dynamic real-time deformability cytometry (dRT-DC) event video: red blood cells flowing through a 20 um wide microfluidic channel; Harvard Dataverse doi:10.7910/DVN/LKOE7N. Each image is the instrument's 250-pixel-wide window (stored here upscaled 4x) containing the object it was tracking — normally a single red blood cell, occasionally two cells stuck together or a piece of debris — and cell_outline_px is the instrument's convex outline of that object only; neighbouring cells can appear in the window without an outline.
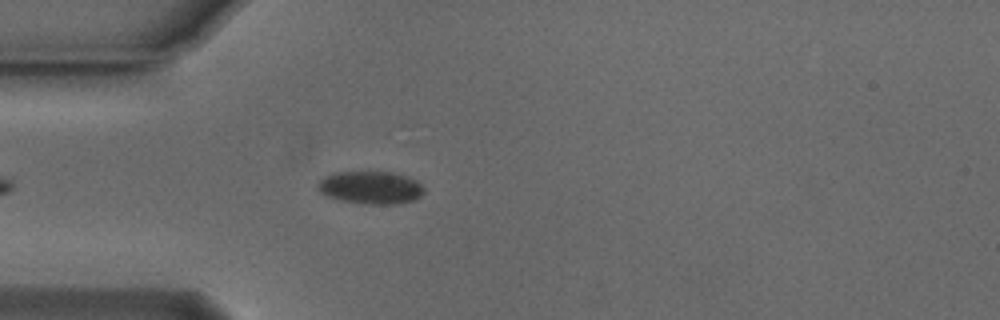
{"species": "Egyptian fruit bat (a non-hibernating species)", "species_latin": "Rousettus aegyptiacus", "temperature_condition": "cold", "stored_images_in_passage": 37, "camera_frame_rate_fps": 3000, "um_per_image_px": 0.085, "animal": {"sex": "male"}, "frame": {"image": 1, "passage_image": 7, "time_ms": 2.0, "image_size_px": [1000, 320], "cell_outline_px": [[424, 192], [416, 200], [400, 204], [364, 204], [340, 200], [328, 196], [320, 192], [316, 188], [316, 184], [324, 176], [336, 172], [392, 172], [408, 176], [416, 180], [424, 188]], "centroid_in_image_um": [31.51, 15.95], "position_along_channel_um": 53.5, "area_um2": 20.52}}
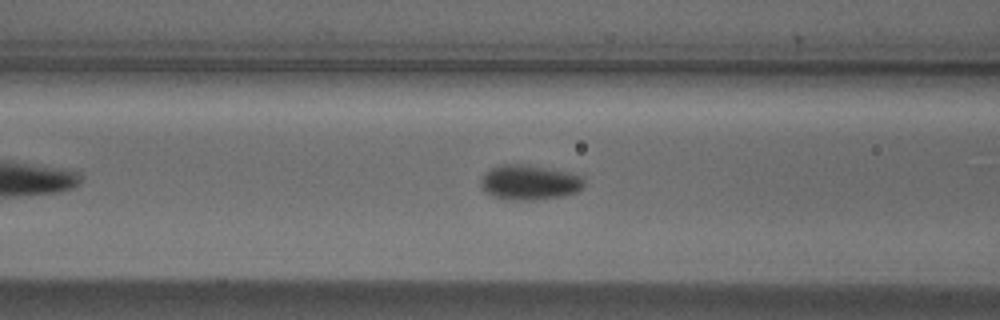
{"frame": {"image": 2, "passage_image": 13, "time_ms": 4.0, "image_size_px": [1000, 320], "cell_outline_px": [[584, 188], [576, 192], [564, 196], [536, 200], [508, 200], [492, 196], [480, 184], [480, 180], [484, 172], [488, 168], [500, 164], [528, 164], [568, 172], [580, 176], [584, 180]], "centroid_in_image_um": [44.98, 15.5], "position_along_channel_um": 121.6, "area_um2": 21.33}}
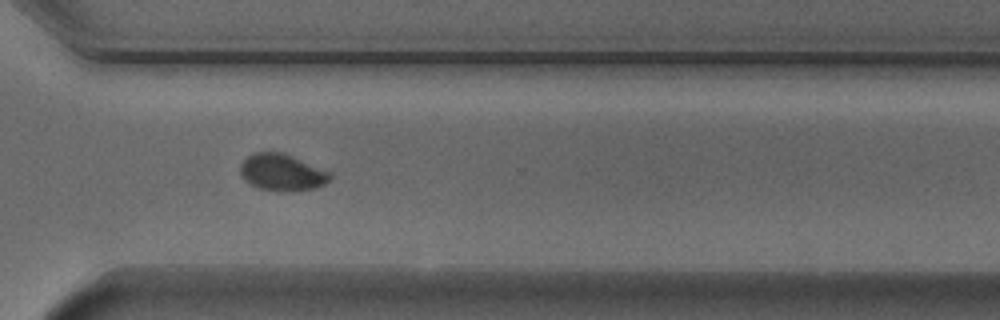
{"frame": {"image": 3, "passage_image": 31, "time_ms": 10.0, "image_size_px": [1000, 320], "cell_outline_px": [[332, 180], [316, 188], [280, 192], [260, 188], [244, 180], [240, 172], [240, 164], [248, 156], [256, 152], [284, 152], [332, 172]], "centroid_in_image_um": [24.02, 14.65], "position_along_channel_um": 346.6, "area_um2": 19.42}, "authors_computed_cell_mechanics": {"area_um2": 20.4612, "velocity_mm_per_s": 3.7548, "shape_relaxation_time_tau1_ms": 3.2511, "shape_relaxation_time_tau2_ms": null, "deformation_change_tau1": 0.0857, "deformation_change_tau2": null}}